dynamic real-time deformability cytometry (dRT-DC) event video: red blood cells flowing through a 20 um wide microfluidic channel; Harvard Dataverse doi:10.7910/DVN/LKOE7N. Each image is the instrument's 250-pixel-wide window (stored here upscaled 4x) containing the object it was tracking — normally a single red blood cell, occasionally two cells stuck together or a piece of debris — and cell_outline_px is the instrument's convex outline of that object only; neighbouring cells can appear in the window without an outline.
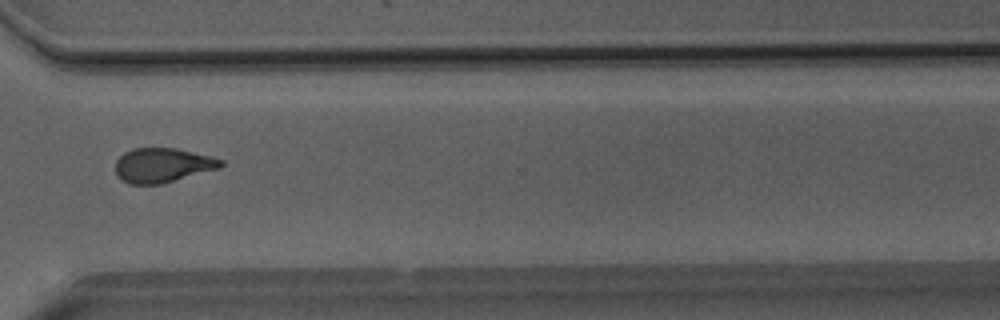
{"species": "Egyptian fruit bat (a non-hibernating species)", "species_latin": "Rousettus aegyptiacus", "temperature_condition": "room temperature", "stored_images_in_passage": 50, "camera_frame_rate_fps": 3000, "um_per_image_px": 0.085, "animal": {"sex": "male"}, "frame": {"image": 1, "passage_image": 38, "time_ms": 12.333, "image_size_px": [1000, 320], "cell_outline_px": [[224, 164], [220, 168], [160, 184], [128, 184], [120, 180], [116, 176], [116, 160], [124, 152], [132, 148], [176, 148], [224, 160]], "centroid_in_image_um": [13.78, 14.05], "position_along_channel_um": 356.8, "area_um2": 21.15}}
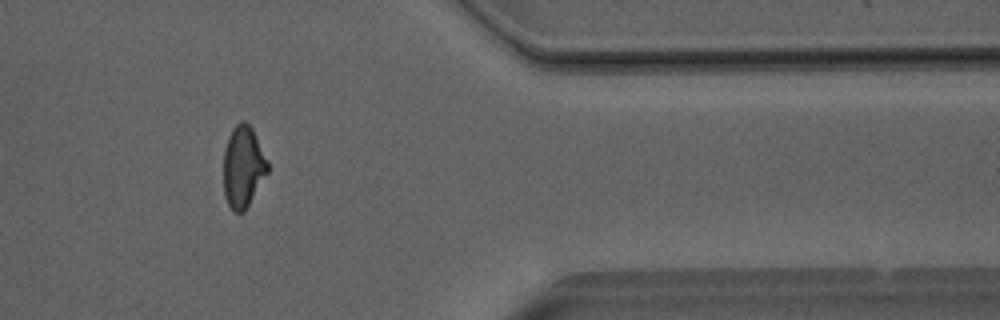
{"frame": {"image": 2, "passage_image": 42, "time_ms": 13.667, "image_size_px": [1000, 320], "cell_outline_px": [[268, 172], [244, 212], [232, 212], [224, 196], [224, 148], [228, 136], [232, 128], [240, 120], [244, 120], [252, 128], [268, 164]], "centroid_in_image_um": [20.64, 14.18], "position_along_channel_um": 390.8, "area_um2": 20.87}}
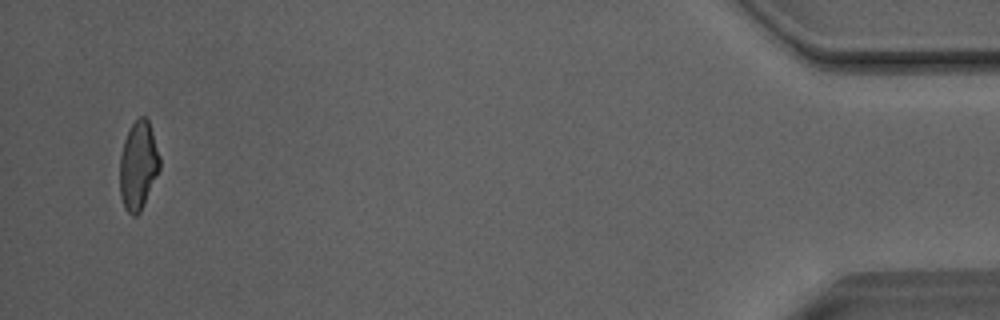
{"frame": {"image": 3, "passage_image": 49, "time_ms": 16.0, "image_size_px": [1000, 320], "cell_outline_px": [[160, 168], [140, 212], [136, 216], [132, 216], [124, 208], [120, 196], [120, 156], [124, 140], [132, 124], [140, 116], [144, 116], [148, 120], [160, 156]], "centroid_in_image_um": [11.74, 14.09], "position_along_channel_um": 423.5, "area_um2": 20.4}}